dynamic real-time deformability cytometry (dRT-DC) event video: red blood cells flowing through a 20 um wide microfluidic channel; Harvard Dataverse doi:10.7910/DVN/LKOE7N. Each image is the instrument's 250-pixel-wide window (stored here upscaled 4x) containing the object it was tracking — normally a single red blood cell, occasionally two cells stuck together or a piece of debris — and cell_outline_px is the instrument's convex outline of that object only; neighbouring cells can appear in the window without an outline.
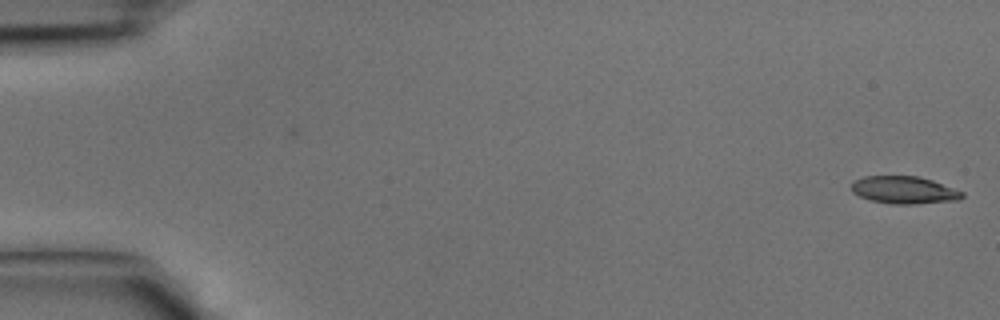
{"species": "common noctule bat (a hibernating species)", "species_latin": "Nyctalus noctula", "temperature_condition": "cold", "stored_images_in_passage": 4, "camera_frame_rate_fps": 3000, "um_per_image_px": 0.085, "animal": {"sex": "male", "body_mass_g": 15.6}, "frame": {"image": 1, "passage_image": 1, "time_ms": 0.0, "image_size_px": [1000, 320], "cell_outline_px": [[964, 196], [960, 200], [916, 204], [892, 204], [872, 200], [860, 196], [852, 192], [852, 184], [856, 180], [864, 176], [916, 176], [932, 180], [964, 192]], "centroid_in_image_um": [76.88, 16.16], "position_along_channel_um": 8.1, "area_um2": 17.63}}